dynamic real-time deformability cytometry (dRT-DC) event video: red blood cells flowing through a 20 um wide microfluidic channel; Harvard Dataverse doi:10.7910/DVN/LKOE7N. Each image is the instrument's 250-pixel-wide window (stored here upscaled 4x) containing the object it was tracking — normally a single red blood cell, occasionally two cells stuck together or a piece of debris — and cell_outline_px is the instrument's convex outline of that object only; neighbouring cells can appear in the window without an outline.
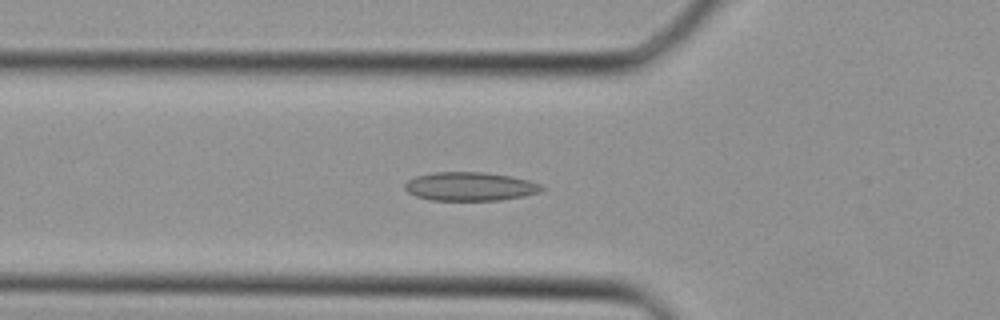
{"species": "Egyptian fruit bat (a non-hibernating species)", "species_latin": "Rousettus aegyptiacus", "temperature_condition": "cold", "stored_images_in_passage": 38, "camera_frame_rate_fps": 3000, "um_per_image_px": 0.085, "animal": {"sex": "female"}, "frame": {"image": 1, "passage_image": 13, "time_ms": 4.0, "image_size_px": [1000, 320], "cell_outline_px": [[544, 188], [540, 192], [524, 196], [500, 200], [428, 200], [416, 196], [408, 192], [404, 188], [404, 184], [408, 180], [416, 176], [432, 172], [484, 172], [512, 176], [528, 180], [540, 184]], "centroid_in_image_um": [39.94, 15.84], "position_along_channel_um": 85.9, "area_um2": 22.95}}
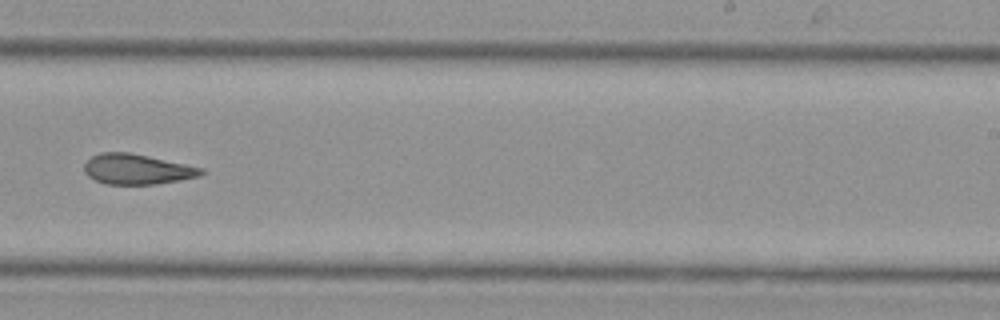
{"frame": {"image": 2, "passage_image": 24, "time_ms": 7.667, "image_size_px": [1000, 320], "cell_outline_px": [[204, 172], [200, 176], [180, 180], [156, 184], [108, 184], [96, 180], [88, 176], [84, 172], [84, 164], [92, 156], [100, 152], [128, 152], [148, 156], [204, 168]], "centroid_in_image_um": [11.64, 14.38], "position_along_channel_um": 277.4, "area_um2": 20.52}}
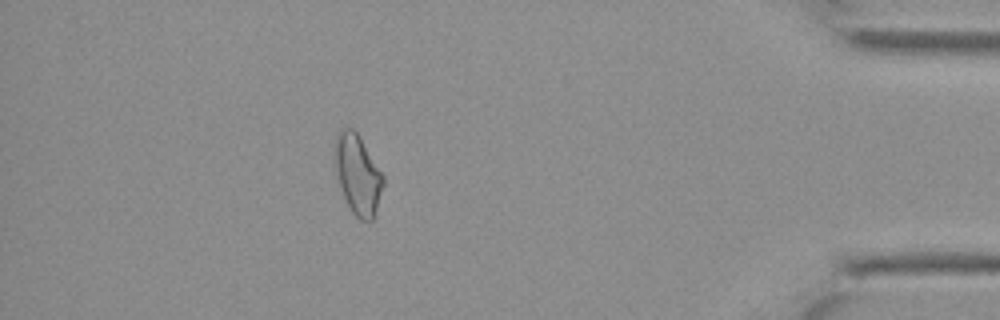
{"frame": {"image": 3, "passage_image": 34, "time_ms": 11.0, "image_size_px": [1000, 320], "cell_outline_px": [[384, 184], [376, 216], [372, 220], [360, 220], [352, 212], [344, 196], [336, 176], [332, 152], [336, 136], [340, 128], [352, 128], [356, 132], [384, 176]], "centroid_in_image_um": [30.39, 14.83], "position_along_channel_um": 404.8, "area_um2": 22.72}}